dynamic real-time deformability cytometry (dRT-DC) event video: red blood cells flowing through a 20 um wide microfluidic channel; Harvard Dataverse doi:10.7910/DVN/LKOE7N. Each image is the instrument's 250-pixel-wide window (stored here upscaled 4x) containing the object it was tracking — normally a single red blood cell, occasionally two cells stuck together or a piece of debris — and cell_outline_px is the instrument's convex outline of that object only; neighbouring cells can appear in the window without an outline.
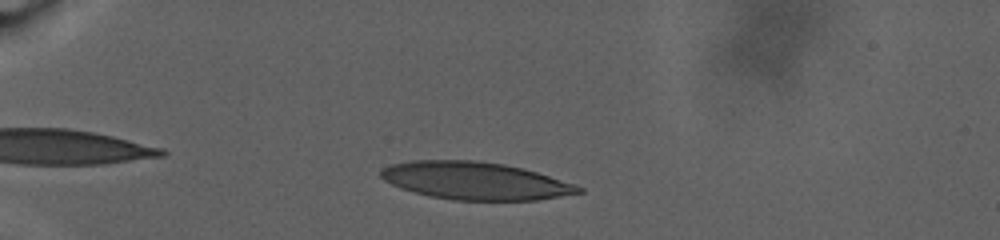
{"species": "human", "species_latin": "Homo sapiens", "temperature_condition": "warm", "stored_images_in_passage": 67, "camera_frame_rate_fps": 3000, "um_per_image_px": 0.085, "donor": {"sex": "male"}, "frame": {"image": 1, "passage_image": 12, "time_ms": 3.667, "image_size_px": [1000, 240], "cell_outline_px": [[584, 192], [536, 200], [452, 200], [428, 196], [400, 188], [384, 180], [380, 176], [380, 172], [384, 168], [392, 164], [412, 160], [476, 160], [504, 164], [536, 172], [584, 188]], "centroid_in_image_um": [40.35, 15.37], "position_along_channel_um": 44.7, "area_um2": 43.0}}
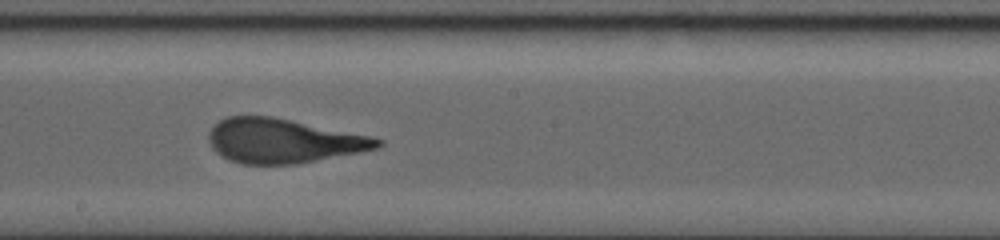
{"frame": {"image": 2, "passage_image": 41, "time_ms": 13.333, "image_size_px": [1000, 240], "cell_outline_px": [[384, 144], [380, 148], [360, 152], [296, 164], [240, 164], [228, 160], [220, 156], [212, 148], [208, 140], [208, 132], [220, 120], [228, 116], [272, 116], [368, 136], [384, 140]], "centroid_in_image_um": [24.04, 11.98], "position_along_channel_um": 224.2, "area_um2": 43.47}}
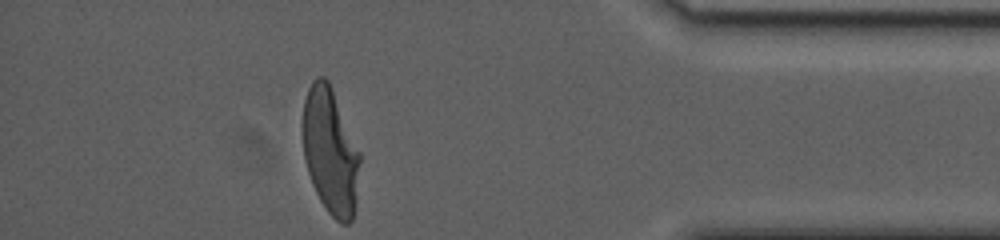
{"frame": {"image": 3, "passage_image": 67, "time_ms": 22.0, "image_size_px": [1000, 240], "cell_outline_px": [[360, 160], [356, 208], [352, 220], [348, 224], [344, 224], [336, 220], [328, 212], [320, 200], [312, 184], [304, 160], [304, 100], [308, 88], [312, 80], [316, 76], [324, 76], [328, 80], [360, 152]], "centroid_in_image_um": [28.09, 12.89], "position_along_channel_um": 407.1, "area_um2": 41.79}, "authors_computed_cell_mechanics": {"area_um2": 43.7546, "velocity_mm_per_s": 2.435, "shape_relaxation_time_tau1_ms": 8.7532, "shape_relaxation_time_tau2_ms": 1.0962, "deformation_change_tau1": 0.2817, "deformation_change_tau2": 0.0952}}